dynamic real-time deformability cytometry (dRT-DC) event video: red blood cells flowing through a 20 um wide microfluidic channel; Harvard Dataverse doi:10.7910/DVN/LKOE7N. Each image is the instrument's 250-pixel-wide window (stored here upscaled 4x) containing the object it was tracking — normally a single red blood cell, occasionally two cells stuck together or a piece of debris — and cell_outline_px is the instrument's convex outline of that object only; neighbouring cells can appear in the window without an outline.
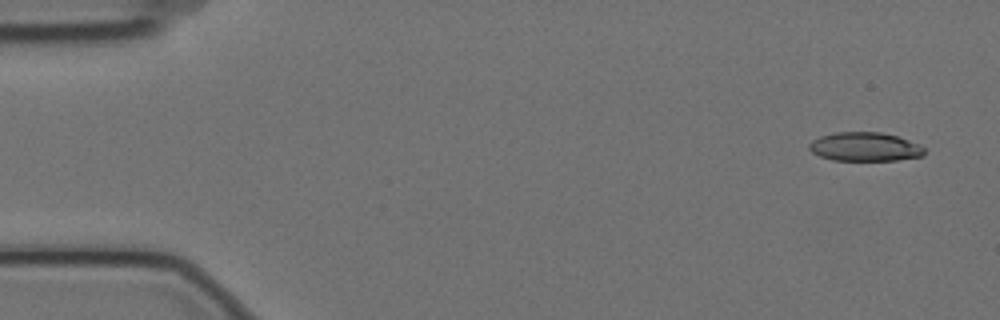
{"species": "Egyptian fruit bat (a non-hibernating species)", "species_latin": "Rousettus aegyptiacus", "temperature_condition": "cold", "stored_images_in_passage": 5, "camera_frame_rate_fps": 3000, "um_per_image_px": 0.085, "animal": {"sex": "female"}, "frame": {"image": 1, "passage_image": 1, "time_ms": 0.0, "image_size_px": [1000, 320], "cell_outline_px": [[924, 156], [896, 160], [832, 160], [820, 156], [812, 152], [808, 148], [808, 144], [812, 140], [820, 136], [836, 132], [880, 132], [896, 136], [920, 144], [924, 148]], "centroid_in_image_um": [73.5, 12.47], "position_along_channel_um": 11.5, "area_um2": 19.36}}
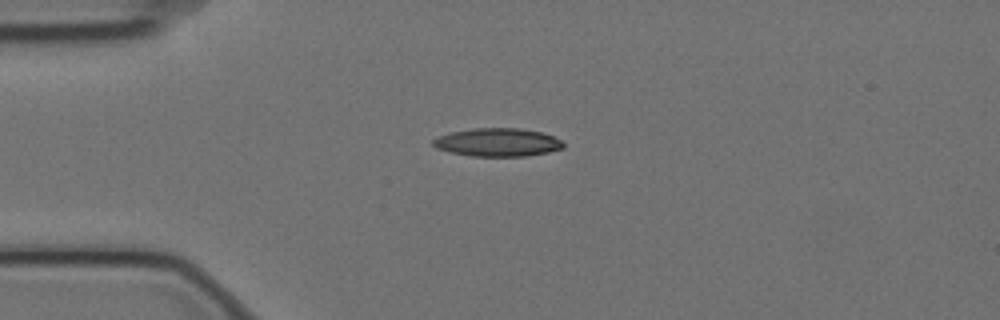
{"frame": {"image": 2, "passage_image": 4, "time_ms": 1.0, "image_size_px": [1000, 320], "cell_outline_px": [[564, 148], [548, 152], [524, 156], [472, 156], [448, 152], [436, 148], [432, 144], [432, 140], [440, 136], [452, 132], [472, 128], [520, 128], [540, 132], [552, 136], [560, 140], [564, 144]], "centroid_in_image_um": [42.28, 12.1], "position_along_channel_um": 42.7, "area_um2": 21.33}}